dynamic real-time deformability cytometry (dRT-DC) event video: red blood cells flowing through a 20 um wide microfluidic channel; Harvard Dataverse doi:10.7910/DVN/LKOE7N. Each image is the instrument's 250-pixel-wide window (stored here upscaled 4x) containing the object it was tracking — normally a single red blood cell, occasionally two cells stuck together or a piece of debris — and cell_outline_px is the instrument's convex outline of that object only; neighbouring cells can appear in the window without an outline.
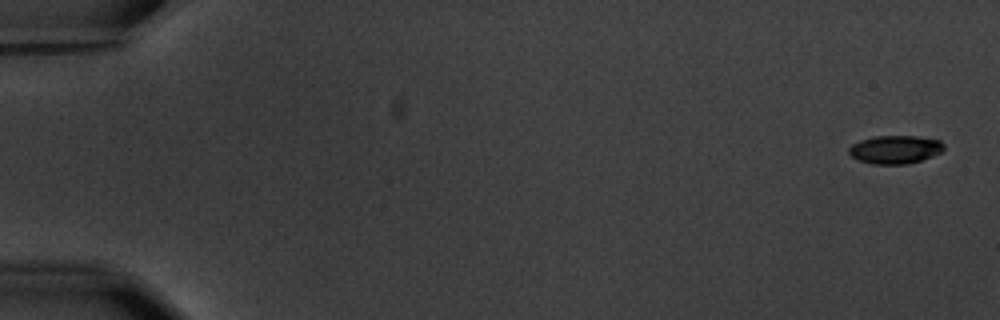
{"species": "common noctule bat (a hibernating species)", "species_latin": "Nyctalus noctula", "temperature_condition": "warm", "stored_images_in_passage": 3, "camera_frame_rate_fps": 3000, "um_per_image_px": 0.085, "animal": {"sex": "male", "body_mass_g": 20.1, "forearm_length_mm": 53.5}, "frame": {"image": 1, "passage_image": 1, "time_ms": 0.0, "image_size_px": [1000, 320], "cell_outline_px": [[944, 148], [940, 152], [932, 156], [908, 164], [872, 164], [860, 160], [852, 156], [848, 152], [848, 148], [852, 144], [860, 140], [876, 136], [916, 136], [940, 140], [944, 144]], "centroid_in_image_um": [76.08, 12.7], "position_along_channel_um": 8.9, "area_um2": 15.55}}